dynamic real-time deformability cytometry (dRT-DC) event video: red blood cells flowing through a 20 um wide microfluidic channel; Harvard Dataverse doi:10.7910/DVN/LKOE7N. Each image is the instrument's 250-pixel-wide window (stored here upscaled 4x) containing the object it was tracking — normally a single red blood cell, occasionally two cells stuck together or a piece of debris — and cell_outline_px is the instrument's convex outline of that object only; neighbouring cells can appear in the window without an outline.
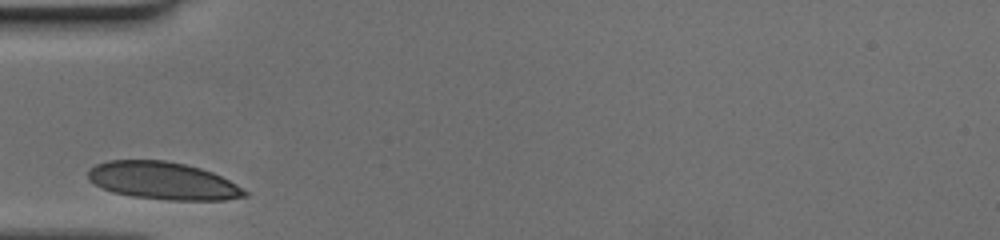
{"species": "human", "species_latin": "Homo sapiens", "temperature_condition": "cold", "stored_images_in_passage": 24, "camera_frame_rate_fps": 3000, "um_per_image_px": 0.085, "donor": {"sex": "female"}, "frame": {"image": 1, "passage_image": 1, "time_ms": 0.0, "image_size_px": [1000, 240], "cell_outline_px": [[248, 196], [224, 200], [168, 200], [132, 196], [112, 192], [100, 188], [88, 180], [88, 168], [96, 164], [108, 160], [164, 160], [184, 164], [200, 168], [212, 172], [236, 184], [248, 192]], "centroid_in_image_um": [13.81, 15.37], "position_along_channel_um": 71.2, "area_um2": 34.33}}
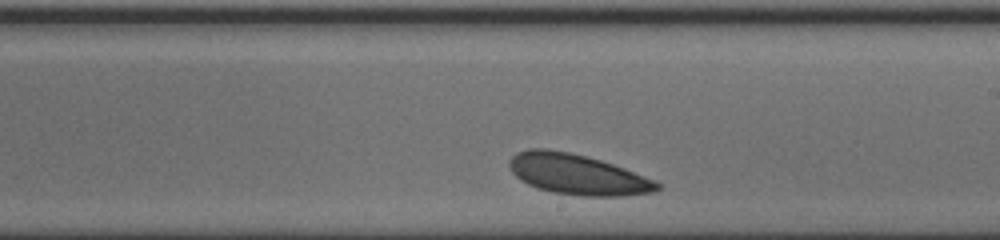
{"frame": {"image": 2, "passage_image": 14, "time_ms": 4.333, "image_size_px": [1000, 240], "cell_outline_px": [[660, 188], [652, 192], [624, 196], [580, 196], [552, 192], [536, 188], [520, 180], [512, 172], [508, 164], [508, 160], [516, 152], [528, 148], [548, 148], [568, 152], [600, 160], [624, 168], [656, 180], [660, 184]], "centroid_in_image_um": [49.05, 14.82], "position_along_channel_um": 240.0, "area_um2": 34.97}}
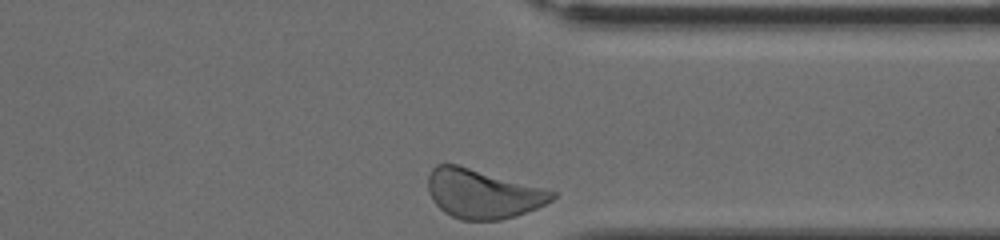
{"frame": {"image": 3, "passage_image": 24, "time_ms": 7.667, "image_size_px": [1000, 240], "cell_outline_px": [[556, 196], [552, 200], [536, 208], [516, 216], [500, 220], [460, 220], [444, 212], [432, 200], [428, 192], [428, 176], [432, 168], [436, 164], [460, 164], [556, 192]], "centroid_in_image_um": [40.99, 16.46], "position_along_channel_um": 370.4, "area_um2": 35.55}}